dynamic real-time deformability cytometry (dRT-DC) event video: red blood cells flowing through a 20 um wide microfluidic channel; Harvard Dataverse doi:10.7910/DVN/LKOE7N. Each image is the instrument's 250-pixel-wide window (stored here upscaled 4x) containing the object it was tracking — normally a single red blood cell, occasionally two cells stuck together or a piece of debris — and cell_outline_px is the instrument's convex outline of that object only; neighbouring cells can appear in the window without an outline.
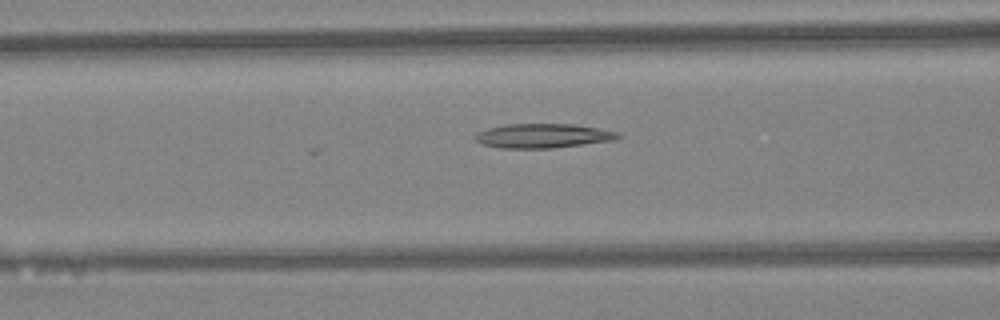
{"species": "Egyptian fruit bat (a non-hibernating species)", "species_latin": "Rousettus aegyptiacus", "temperature_condition": "warm", "stored_images_in_passage": 25, "camera_frame_rate_fps": 3000, "um_per_image_px": 0.085, "animal": {"sex": "female"}, "frame": {"image": 1, "passage_image": 7, "time_ms": 2.0, "image_size_px": [1000, 320], "cell_outline_px": [[624, 136], [616, 140], [552, 148], [500, 148], [484, 144], [476, 140], [472, 136], [476, 132], [488, 128], [508, 124], [572, 124], [620, 132]], "centroid_in_image_um": [46.17, 11.54], "position_along_channel_um": 120.4, "area_um2": 20.29}}
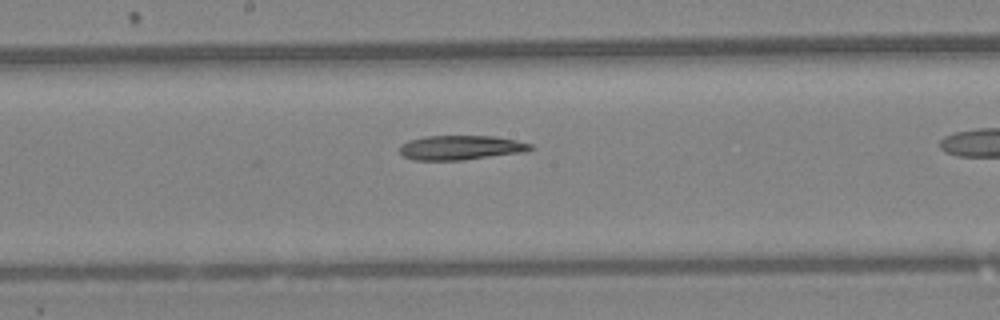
{"frame": {"image": 2, "passage_image": 13, "time_ms": 4.0, "image_size_px": [1000, 320], "cell_outline_px": [[536, 148], [524, 152], [464, 160], [412, 160], [404, 156], [400, 152], [400, 148], [408, 140], [424, 136], [492, 136], [516, 140], [532, 144]], "centroid_in_image_um": [39.2, 12.55], "position_along_channel_um": 209.0, "area_um2": 18.67}}
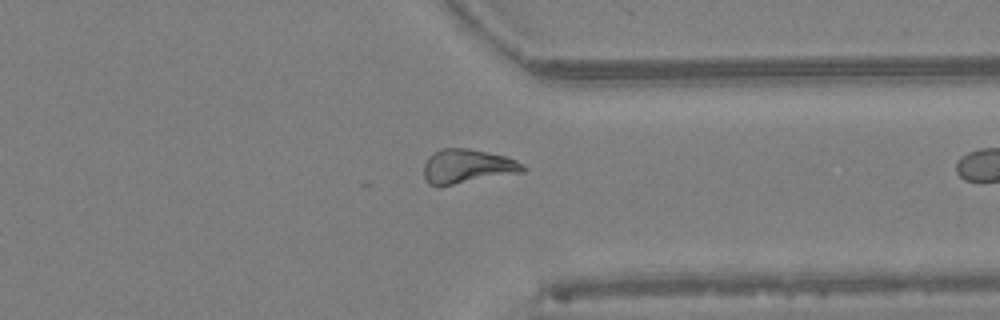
{"frame": {"image": 3, "passage_image": 24, "time_ms": 7.667, "image_size_px": [1000, 320], "cell_outline_px": [[524, 172], [440, 188], [436, 188], [428, 184], [424, 176], [424, 164], [428, 156], [432, 152], [440, 148], [468, 148], [504, 156], [516, 160], [524, 164]], "centroid_in_image_um": [39.67, 14.17], "position_along_channel_um": 371.7, "area_um2": 20.35}}